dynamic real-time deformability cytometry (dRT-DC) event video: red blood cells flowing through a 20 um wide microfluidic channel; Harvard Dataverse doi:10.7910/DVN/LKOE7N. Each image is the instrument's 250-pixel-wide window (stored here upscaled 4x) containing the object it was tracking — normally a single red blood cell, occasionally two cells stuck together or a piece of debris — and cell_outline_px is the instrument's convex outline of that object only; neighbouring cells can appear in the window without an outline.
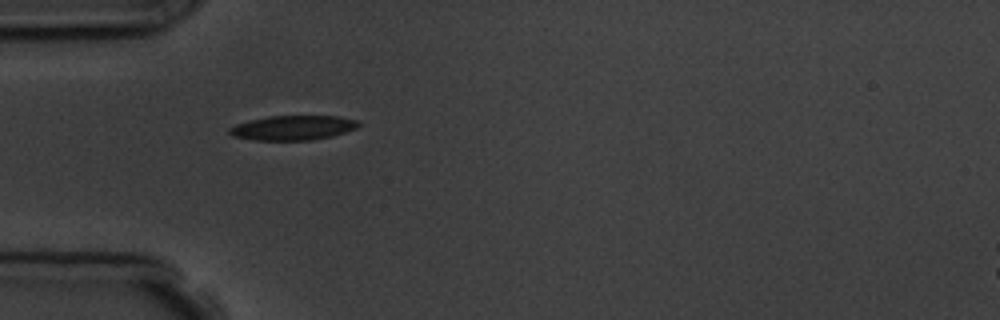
{"species": "common noctule bat (a hibernating species)", "species_latin": "Nyctalus noctula", "temperature_condition": "room temperature", "stored_images_in_passage": 2, "camera_frame_rate_fps": 3000, "um_per_image_px": 0.085, "animal": {"sex": "male", "body_mass_g": 19.5, "forearm_length_mm": 54.6}, "frame": {"image": 1, "passage_image": 1, "time_ms": 0.0, "image_size_px": [1000, 320], "cell_outline_px": [[360, 124], [356, 128], [332, 136], [312, 140], [256, 140], [232, 136], [228, 132], [228, 128], [236, 124], [248, 120], [268, 116], [340, 116], [356, 120]], "centroid_in_image_um": [24.87, 10.86], "position_along_channel_um": 60.1, "area_um2": 18.5}}